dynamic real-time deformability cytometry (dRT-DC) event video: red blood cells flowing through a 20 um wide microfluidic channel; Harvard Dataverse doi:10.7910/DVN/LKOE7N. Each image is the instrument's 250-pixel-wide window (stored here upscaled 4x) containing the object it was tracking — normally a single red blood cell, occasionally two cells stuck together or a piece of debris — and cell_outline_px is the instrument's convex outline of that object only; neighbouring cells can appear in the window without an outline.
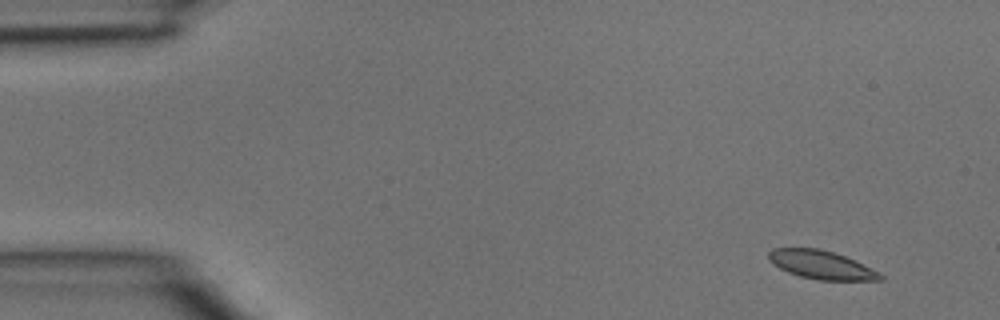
{"species": "common noctule bat (a hibernating species)", "species_latin": "Nyctalus noctula", "temperature_condition": "room temperature", "stored_images_in_passage": 5, "camera_frame_rate_fps": 3000, "um_per_image_px": 0.085, "animal": {"sex": "male", "body_mass_g": 15.6}, "frame": {"image": 1, "passage_image": 1, "time_ms": 0.0, "image_size_px": [1000, 320], "cell_outline_px": [[884, 280], [816, 280], [800, 276], [788, 272], [772, 264], [768, 260], [768, 252], [772, 248], [820, 248], [856, 260], [880, 272], [884, 276]], "centroid_in_image_um": [69.82, 22.51], "position_along_channel_um": 15.2, "area_um2": 18.67}}
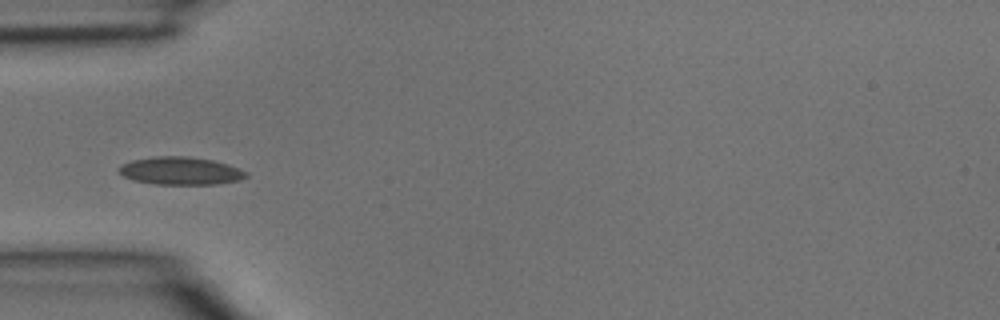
{"frame": {"image": 2, "passage_image": 4, "time_ms": 1.0, "image_size_px": [1000, 320], "cell_outline_px": [[248, 176], [240, 180], [216, 184], [156, 184], [136, 180], [124, 176], [116, 168], [120, 164], [132, 160], [156, 156], [184, 156], [212, 160], [228, 164], [248, 172]], "centroid_in_image_um": [15.35, 14.52], "position_along_channel_um": 69.6, "area_um2": 20.52}}
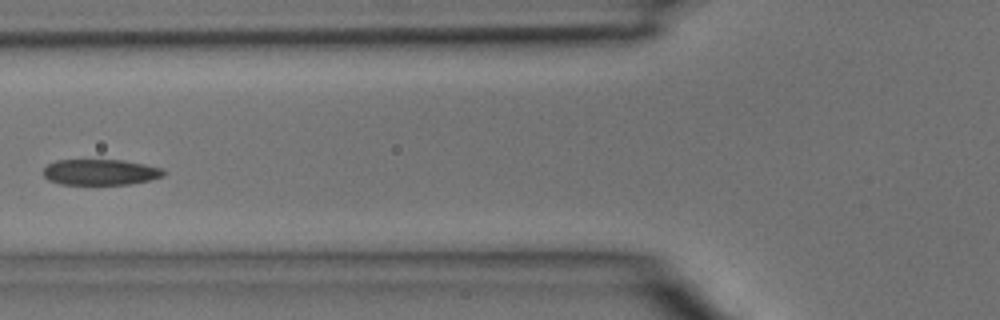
{"frame": {"image": 3, "passage_image": 5, "time_ms": 1.333, "image_size_px": [1000, 320], "cell_outline_px": [[164, 176], [148, 180], [128, 184], [60, 184], [48, 180], [44, 176], [44, 168], [48, 164], [56, 160], [120, 160], [144, 164], [164, 168]], "centroid_in_image_um": [8.52, 14.63], "position_along_channel_um": 117.3, "area_um2": 17.98}}